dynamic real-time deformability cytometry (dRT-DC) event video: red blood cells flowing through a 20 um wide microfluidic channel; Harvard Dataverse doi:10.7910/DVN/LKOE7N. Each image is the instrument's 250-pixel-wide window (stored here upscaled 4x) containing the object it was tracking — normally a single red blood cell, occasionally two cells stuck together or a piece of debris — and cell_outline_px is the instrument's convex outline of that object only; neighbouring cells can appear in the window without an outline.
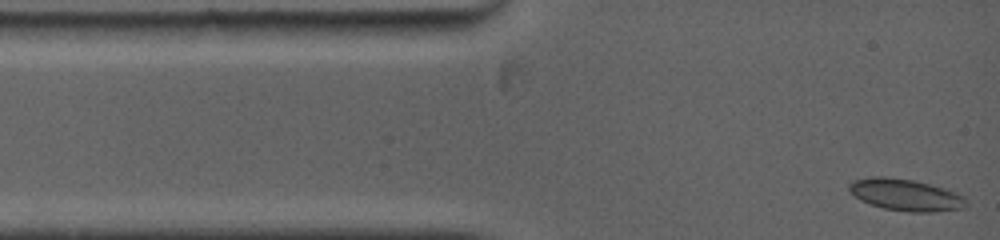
{"species": "common noctule bat (a hibernating species)", "species_latin": "Nyctalus noctula", "temperature_condition": "warm", "stored_images_in_passage": 51, "camera_frame_rate_fps": 5000, "um_per_image_px": 0.085, "animal": {"sex": "female", "body_mass_g": 19.0, "forearm_length_mm": 53.3}, "frame": {"image": 1, "passage_image": 1, "time_ms": 0.0, "image_size_px": [1000, 240], "cell_outline_px": [[968, 204], [964, 208], [932, 212], [908, 212], [884, 208], [860, 200], [848, 188], [848, 184], [852, 180], [872, 176], [884, 176], [912, 180], [944, 188], [956, 192], [964, 196]], "centroid_in_image_um": [76.99, 16.56], "position_along_channel_um": 8.0, "area_um2": 21.62}}
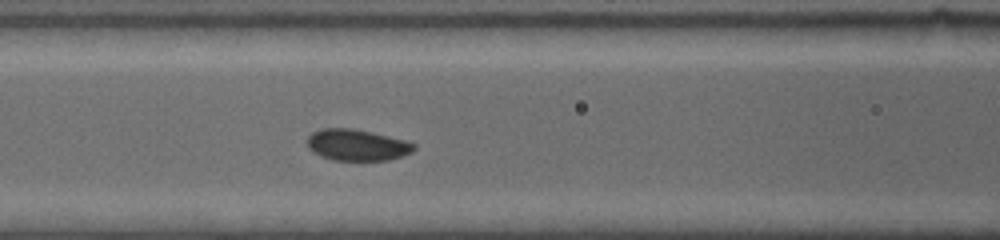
{"frame": {"image": 2, "passage_image": 22, "time_ms": 4.4, "image_size_px": [1000, 240], "cell_outline_px": [[416, 148], [412, 152], [388, 160], [332, 160], [320, 156], [312, 152], [308, 148], [308, 136], [312, 132], [320, 128], [352, 128], [372, 132], [404, 140], [416, 144]], "centroid_in_image_um": [30.32, 12.32], "position_along_channel_um": 136.3, "area_um2": 19.54}}
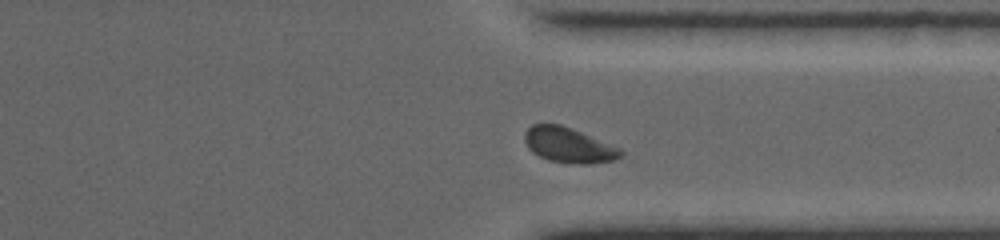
{"frame": {"image": 3, "passage_image": 44, "time_ms": 10.2, "image_size_px": [1000, 240], "cell_outline_px": [[624, 152], [620, 156], [612, 160], [588, 164], [576, 164], [548, 160], [532, 152], [528, 148], [524, 140], [524, 136], [528, 128], [532, 124], [560, 124], [572, 128], [620, 148]], "centroid_in_image_um": [48.31, 12.33], "position_along_channel_um": 363.1, "area_um2": 19.54}}